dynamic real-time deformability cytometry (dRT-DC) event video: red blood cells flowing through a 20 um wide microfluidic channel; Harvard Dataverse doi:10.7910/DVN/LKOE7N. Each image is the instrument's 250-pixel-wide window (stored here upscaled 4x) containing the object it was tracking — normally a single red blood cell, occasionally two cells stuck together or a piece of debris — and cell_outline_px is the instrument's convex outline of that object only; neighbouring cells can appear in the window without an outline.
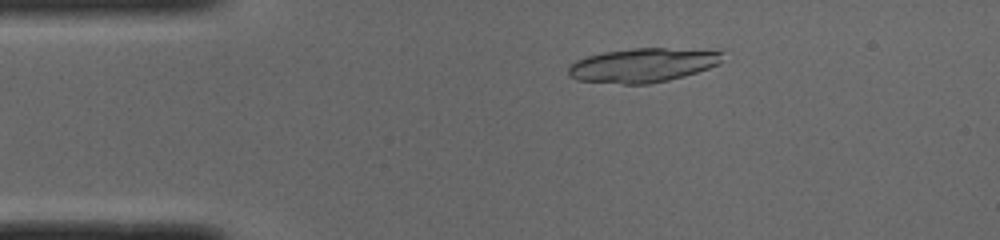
{"species": "common noctule bat (a hibernating species)", "species_latin": "Nyctalus noctula", "temperature_condition": "cold", "stored_images_in_passage": 48, "camera_frame_rate_fps": 3000, "um_per_image_px": 0.085, "animal": {"sex": "male", "body_mass_g": 19.0, "forearm_length_mm": 50.8}, "frame": {"image": 1, "passage_image": 8, "time_ms": 2.333, "image_size_px": [1000, 240], "cell_outline_px": [[720, 64], [684, 76], [668, 80], [648, 84], [624, 84], [576, 80], [568, 76], [568, 68], [576, 60], [588, 56], [604, 52], [632, 48], [664, 48], [720, 52]], "centroid_in_image_um": [54.55, 5.56], "position_along_channel_um": 30.4, "area_um2": 30.17}}